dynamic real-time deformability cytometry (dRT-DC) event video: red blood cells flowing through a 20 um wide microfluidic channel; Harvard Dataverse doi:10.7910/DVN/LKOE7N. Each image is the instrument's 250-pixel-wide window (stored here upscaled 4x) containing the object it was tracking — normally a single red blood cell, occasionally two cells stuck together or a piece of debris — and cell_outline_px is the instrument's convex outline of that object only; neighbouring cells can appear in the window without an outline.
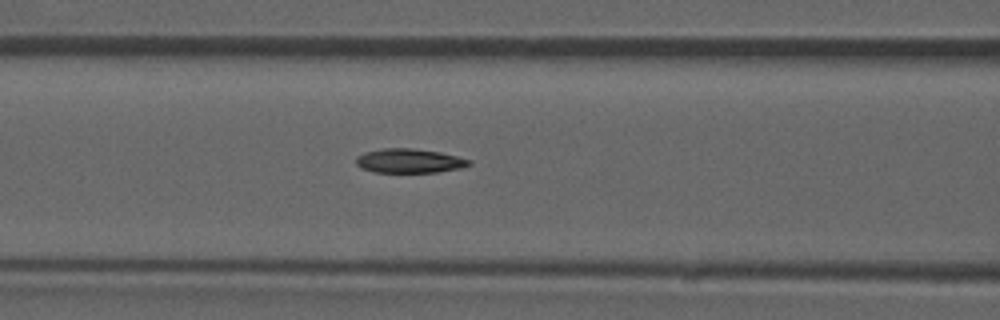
{"species": "common noctule bat (a hibernating species)", "species_latin": "Nyctalus noctula", "temperature_condition": "room temperature", "stored_images_in_passage": 51, "camera_frame_rate_fps": 3000, "um_per_image_px": 0.085, "animal": {"sex": "male", "forearm_length_mm": 52.5}, "frame": {"image": 1, "passage_image": 22, "time_ms": 7.0, "image_size_px": [1000, 320], "cell_outline_px": [[472, 164], [460, 168], [436, 172], [372, 172], [360, 168], [356, 164], [356, 156], [364, 152], [384, 148], [412, 148], [440, 152], [472, 160]], "centroid_in_image_um": [34.76, 13.67], "position_along_channel_um": 131.8, "area_um2": 16.01}}